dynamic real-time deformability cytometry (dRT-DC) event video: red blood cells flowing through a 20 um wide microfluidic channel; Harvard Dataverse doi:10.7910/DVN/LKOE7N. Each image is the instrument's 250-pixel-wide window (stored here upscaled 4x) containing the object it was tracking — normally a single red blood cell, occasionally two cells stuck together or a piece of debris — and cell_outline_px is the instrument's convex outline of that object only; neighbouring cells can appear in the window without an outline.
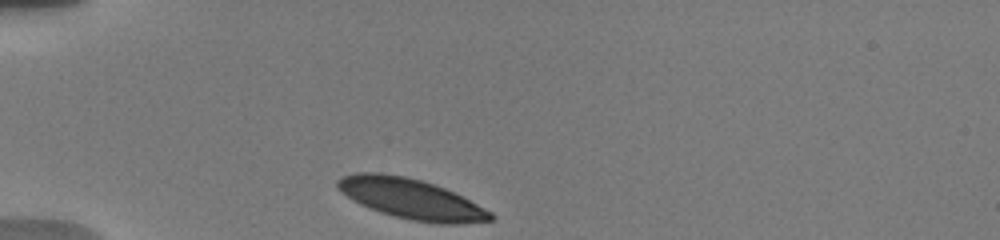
{"species": "human", "species_latin": "Homo sapiens", "temperature_condition": "warm", "stored_images_in_passage": 15, "camera_frame_rate_fps": 3000, "um_per_image_px": 0.085, "donor": {"sex": "male"}, "frame": {"image": 1, "passage_image": 1, "time_ms": 0.0, "image_size_px": [1000, 240], "cell_outline_px": [[492, 220], [460, 224], [440, 224], [412, 220], [380, 212], [360, 204], [352, 200], [340, 192], [336, 188], [336, 180], [340, 176], [356, 172], [380, 172], [404, 176], [420, 180], [444, 188], [492, 212]], "centroid_in_image_um": [34.86, 16.89], "position_along_channel_um": 50.1, "area_um2": 35.66}}
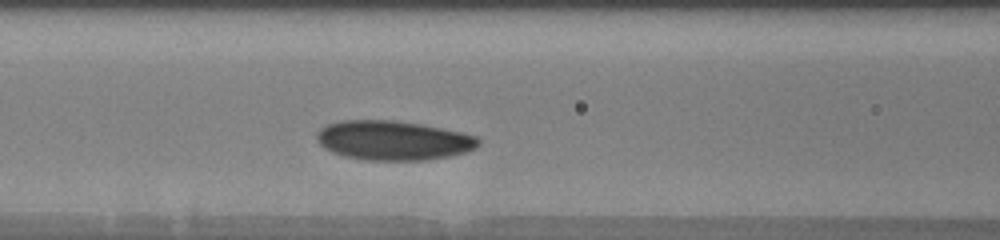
{"frame": {"image": 2, "passage_image": 9, "time_ms": 3.0, "image_size_px": [1000, 240], "cell_outline_px": [[480, 144], [476, 148], [464, 152], [448, 156], [428, 160], [368, 160], [344, 156], [332, 152], [324, 148], [316, 140], [316, 132], [320, 128], [328, 124], [344, 120], [392, 120], [420, 124], [460, 132], [476, 136], [480, 140]], "centroid_in_image_um": [33.4, 11.93], "position_along_channel_um": 133.2, "area_um2": 37.05}}
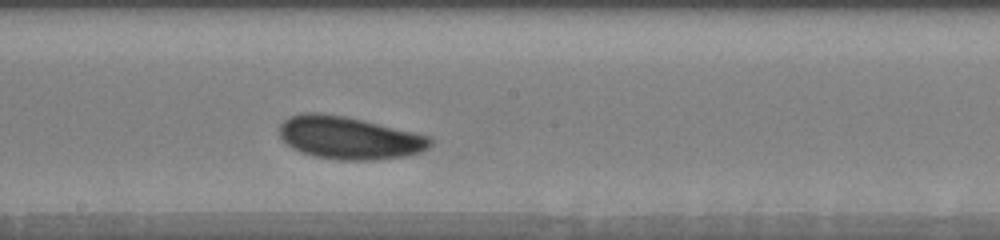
{"frame": {"image": 3, "passage_image": 15, "time_ms": 5.333, "image_size_px": [1000, 240], "cell_outline_px": [[432, 144], [428, 148], [420, 152], [404, 156], [376, 160], [336, 160], [316, 156], [300, 152], [292, 148], [280, 136], [280, 124], [288, 116], [304, 112], [320, 112], [344, 116], [364, 120], [428, 136], [432, 140]], "centroid_in_image_um": [29.64, 11.71], "position_along_channel_um": 218.6, "area_um2": 37.45}}